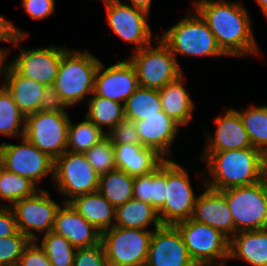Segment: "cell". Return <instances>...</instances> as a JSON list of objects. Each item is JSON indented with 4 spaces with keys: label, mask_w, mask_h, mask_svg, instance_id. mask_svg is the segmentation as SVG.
Returning a JSON list of instances; mask_svg holds the SVG:
<instances>
[{
    "label": "cell",
    "mask_w": 267,
    "mask_h": 266,
    "mask_svg": "<svg viewBox=\"0 0 267 266\" xmlns=\"http://www.w3.org/2000/svg\"><path fill=\"white\" fill-rule=\"evenodd\" d=\"M145 266H197L175 225H161L152 233Z\"/></svg>",
    "instance_id": "9a60e30c"
},
{
    "label": "cell",
    "mask_w": 267,
    "mask_h": 266,
    "mask_svg": "<svg viewBox=\"0 0 267 266\" xmlns=\"http://www.w3.org/2000/svg\"><path fill=\"white\" fill-rule=\"evenodd\" d=\"M39 189L30 179L5 168L0 173V198L13 205L21 199L34 195Z\"/></svg>",
    "instance_id": "836d02e7"
},
{
    "label": "cell",
    "mask_w": 267,
    "mask_h": 266,
    "mask_svg": "<svg viewBox=\"0 0 267 266\" xmlns=\"http://www.w3.org/2000/svg\"><path fill=\"white\" fill-rule=\"evenodd\" d=\"M105 6L109 27L122 40L134 43L135 51L151 44L152 33L147 23V12L124 4L121 0L111 1Z\"/></svg>",
    "instance_id": "5bb4252c"
},
{
    "label": "cell",
    "mask_w": 267,
    "mask_h": 266,
    "mask_svg": "<svg viewBox=\"0 0 267 266\" xmlns=\"http://www.w3.org/2000/svg\"><path fill=\"white\" fill-rule=\"evenodd\" d=\"M3 168H4V166H3L2 160L0 159V173H1Z\"/></svg>",
    "instance_id": "f907efd6"
},
{
    "label": "cell",
    "mask_w": 267,
    "mask_h": 266,
    "mask_svg": "<svg viewBox=\"0 0 267 266\" xmlns=\"http://www.w3.org/2000/svg\"><path fill=\"white\" fill-rule=\"evenodd\" d=\"M73 266H108L102 243L92 247L77 248Z\"/></svg>",
    "instance_id": "f35d334b"
},
{
    "label": "cell",
    "mask_w": 267,
    "mask_h": 266,
    "mask_svg": "<svg viewBox=\"0 0 267 266\" xmlns=\"http://www.w3.org/2000/svg\"><path fill=\"white\" fill-rule=\"evenodd\" d=\"M25 121L26 116L13 101L11 93L2 85L0 87V134L8 137L21 134V138L24 137ZM20 127H22L21 132Z\"/></svg>",
    "instance_id": "d6a6232c"
},
{
    "label": "cell",
    "mask_w": 267,
    "mask_h": 266,
    "mask_svg": "<svg viewBox=\"0 0 267 266\" xmlns=\"http://www.w3.org/2000/svg\"><path fill=\"white\" fill-rule=\"evenodd\" d=\"M134 177L120 169L100 175L98 192L115 208L133 198Z\"/></svg>",
    "instance_id": "83f0119b"
},
{
    "label": "cell",
    "mask_w": 267,
    "mask_h": 266,
    "mask_svg": "<svg viewBox=\"0 0 267 266\" xmlns=\"http://www.w3.org/2000/svg\"><path fill=\"white\" fill-rule=\"evenodd\" d=\"M68 114L37 111L26 116L24 137L56 159L67 151Z\"/></svg>",
    "instance_id": "8fae6325"
},
{
    "label": "cell",
    "mask_w": 267,
    "mask_h": 266,
    "mask_svg": "<svg viewBox=\"0 0 267 266\" xmlns=\"http://www.w3.org/2000/svg\"><path fill=\"white\" fill-rule=\"evenodd\" d=\"M266 172H267V155H266Z\"/></svg>",
    "instance_id": "db71d44e"
},
{
    "label": "cell",
    "mask_w": 267,
    "mask_h": 266,
    "mask_svg": "<svg viewBox=\"0 0 267 266\" xmlns=\"http://www.w3.org/2000/svg\"><path fill=\"white\" fill-rule=\"evenodd\" d=\"M242 259L252 266H267V228L239 231L229 244V259Z\"/></svg>",
    "instance_id": "cb8c5ba5"
},
{
    "label": "cell",
    "mask_w": 267,
    "mask_h": 266,
    "mask_svg": "<svg viewBox=\"0 0 267 266\" xmlns=\"http://www.w3.org/2000/svg\"><path fill=\"white\" fill-rule=\"evenodd\" d=\"M100 175L92 168L84 153L65 151L54 160V177L57 190L70 197L63 203H69L75 197L98 191Z\"/></svg>",
    "instance_id": "9c48e42d"
},
{
    "label": "cell",
    "mask_w": 267,
    "mask_h": 266,
    "mask_svg": "<svg viewBox=\"0 0 267 266\" xmlns=\"http://www.w3.org/2000/svg\"><path fill=\"white\" fill-rule=\"evenodd\" d=\"M56 214L53 231L62 235L74 247H92L101 243V232L86 221L70 203H63Z\"/></svg>",
    "instance_id": "d6986e66"
},
{
    "label": "cell",
    "mask_w": 267,
    "mask_h": 266,
    "mask_svg": "<svg viewBox=\"0 0 267 266\" xmlns=\"http://www.w3.org/2000/svg\"><path fill=\"white\" fill-rule=\"evenodd\" d=\"M152 0H130L131 6L141 9L149 14Z\"/></svg>",
    "instance_id": "7dc6e473"
},
{
    "label": "cell",
    "mask_w": 267,
    "mask_h": 266,
    "mask_svg": "<svg viewBox=\"0 0 267 266\" xmlns=\"http://www.w3.org/2000/svg\"><path fill=\"white\" fill-rule=\"evenodd\" d=\"M256 1H257V4L262 9V12L264 13V15L267 18V0H256Z\"/></svg>",
    "instance_id": "681fc988"
},
{
    "label": "cell",
    "mask_w": 267,
    "mask_h": 266,
    "mask_svg": "<svg viewBox=\"0 0 267 266\" xmlns=\"http://www.w3.org/2000/svg\"><path fill=\"white\" fill-rule=\"evenodd\" d=\"M152 233L117 226L101 232L108 266H145Z\"/></svg>",
    "instance_id": "52a82bcc"
},
{
    "label": "cell",
    "mask_w": 267,
    "mask_h": 266,
    "mask_svg": "<svg viewBox=\"0 0 267 266\" xmlns=\"http://www.w3.org/2000/svg\"><path fill=\"white\" fill-rule=\"evenodd\" d=\"M211 178L203 179L205 186L222 191L250 186L264 179L266 156L254 147L227 151H204Z\"/></svg>",
    "instance_id": "7a4b0ae2"
},
{
    "label": "cell",
    "mask_w": 267,
    "mask_h": 266,
    "mask_svg": "<svg viewBox=\"0 0 267 266\" xmlns=\"http://www.w3.org/2000/svg\"><path fill=\"white\" fill-rule=\"evenodd\" d=\"M18 231L16 219L10 206L0 205V238L14 235Z\"/></svg>",
    "instance_id": "bcb514c9"
},
{
    "label": "cell",
    "mask_w": 267,
    "mask_h": 266,
    "mask_svg": "<svg viewBox=\"0 0 267 266\" xmlns=\"http://www.w3.org/2000/svg\"><path fill=\"white\" fill-rule=\"evenodd\" d=\"M194 6L227 56L241 57L259 53L251 19L241 4L225 0H197Z\"/></svg>",
    "instance_id": "6da1fadb"
},
{
    "label": "cell",
    "mask_w": 267,
    "mask_h": 266,
    "mask_svg": "<svg viewBox=\"0 0 267 266\" xmlns=\"http://www.w3.org/2000/svg\"><path fill=\"white\" fill-rule=\"evenodd\" d=\"M40 243L52 266H73L77 248L62 235L50 231Z\"/></svg>",
    "instance_id": "e575fe53"
},
{
    "label": "cell",
    "mask_w": 267,
    "mask_h": 266,
    "mask_svg": "<svg viewBox=\"0 0 267 266\" xmlns=\"http://www.w3.org/2000/svg\"><path fill=\"white\" fill-rule=\"evenodd\" d=\"M151 224L154 225L155 229L162 225L158 212L148 203L132 198L116 208L114 226L148 230L147 226Z\"/></svg>",
    "instance_id": "4316f807"
},
{
    "label": "cell",
    "mask_w": 267,
    "mask_h": 266,
    "mask_svg": "<svg viewBox=\"0 0 267 266\" xmlns=\"http://www.w3.org/2000/svg\"><path fill=\"white\" fill-rule=\"evenodd\" d=\"M25 12L33 20H41L54 13V0H22Z\"/></svg>",
    "instance_id": "7bdbcfd3"
},
{
    "label": "cell",
    "mask_w": 267,
    "mask_h": 266,
    "mask_svg": "<svg viewBox=\"0 0 267 266\" xmlns=\"http://www.w3.org/2000/svg\"><path fill=\"white\" fill-rule=\"evenodd\" d=\"M84 154L89 164L99 175H103L117 169L114 144L108 136L102 139L99 143L95 144Z\"/></svg>",
    "instance_id": "d590c367"
},
{
    "label": "cell",
    "mask_w": 267,
    "mask_h": 266,
    "mask_svg": "<svg viewBox=\"0 0 267 266\" xmlns=\"http://www.w3.org/2000/svg\"><path fill=\"white\" fill-rule=\"evenodd\" d=\"M18 266H52L48 256L43 249L36 244V241H30L25 247L19 260Z\"/></svg>",
    "instance_id": "60d3db41"
},
{
    "label": "cell",
    "mask_w": 267,
    "mask_h": 266,
    "mask_svg": "<svg viewBox=\"0 0 267 266\" xmlns=\"http://www.w3.org/2000/svg\"><path fill=\"white\" fill-rule=\"evenodd\" d=\"M21 144L0 145V159L4 168L12 173L30 179L37 184L49 173L54 177V159L47 153L40 151L25 137L21 138Z\"/></svg>",
    "instance_id": "4fadbf2b"
},
{
    "label": "cell",
    "mask_w": 267,
    "mask_h": 266,
    "mask_svg": "<svg viewBox=\"0 0 267 266\" xmlns=\"http://www.w3.org/2000/svg\"><path fill=\"white\" fill-rule=\"evenodd\" d=\"M215 135H207L206 149L204 151H227L250 148L252 144L239 113L229 109L225 115L215 118Z\"/></svg>",
    "instance_id": "44dd1931"
},
{
    "label": "cell",
    "mask_w": 267,
    "mask_h": 266,
    "mask_svg": "<svg viewBox=\"0 0 267 266\" xmlns=\"http://www.w3.org/2000/svg\"><path fill=\"white\" fill-rule=\"evenodd\" d=\"M204 189L196 198L191 219L213 227L230 240V234L231 238L235 235V226L225 195L205 185Z\"/></svg>",
    "instance_id": "ac0fdd59"
},
{
    "label": "cell",
    "mask_w": 267,
    "mask_h": 266,
    "mask_svg": "<svg viewBox=\"0 0 267 266\" xmlns=\"http://www.w3.org/2000/svg\"><path fill=\"white\" fill-rule=\"evenodd\" d=\"M111 1H114V0H104V3L105 5L109 4Z\"/></svg>",
    "instance_id": "f5cc1de1"
},
{
    "label": "cell",
    "mask_w": 267,
    "mask_h": 266,
    "mask_svg": "<svg viewBox=\"0 0 267 266\" xmlns=\"http://www.w3.org/2000/svg\"><path fill=\"white\" fill-rule=\"evenodd\" d=\"M103 69L104 65L100 61L95 75L93 93L109 100L125 103L139 87L135 67L128 59Z\"/></svg>",
    "instance_id": "e0dca14e"
},
{
    "label": "cell",
    "mask_w": 267,
    "mask_h": 266,
    "mask_svg": "<svg viewBox=\"0 0 267 266\" xmlns=\"http://www.w3.org/2000/svg\"><path fill=\"white\" fill-rule=\"evenodd\" d=\"M124 104V115L134 120H145L148 116L160 115L162 110L159 91L138 87Z\"/></svg>",
    "instance_id": "f1b7e54d"
},
{
    "label": "cell",
    "mask_w": 267,
    "mask_h": 266,
    "mask_svg": "<svg viewBox=\"0 0 267 266\" xmlns=\"http://www.w3.org/2000/svg\"><path fill=\"white\" fill-rule=\"evenodd\" d=\"M113 144L142 145L136 125L130 118L124 117L108 134Z\"/></svg>",
    "instance_id": "74e56055"
},
{
    "label": "cell",
    "mask_w": 267,
    "mask_h": 266,
    "mask_svg": "<svg viewBox=\"0 0 267 266\" xmlns=\"http://www.w3.org/2000/svg\"><path fill=\"white\" fill-rule=\"evenodd\" d=\"M247 131L252 147L267 155V106H250L244 112L236 110Z\"/></svg>",
    "instance_id": "4dcf8cb0"
},
{
    "label": "cell",
    "mask_w": 267,
    "mask_h": 266,
    "mask_svg": "<svg viewBox=\"0 0 267 266\" xmlns=\"http://www.w3.org/2000/svg\"><path fill=\"white\" fill-rule=\"evenodd\" d=\"M166 159L153 171L152 206L158 211L166 200Z\"/></svg>",
    "instance_id": "ab89813d"
},
{
    "label": "cell",
    "mask_w": 267,
    "mask_h": 266,
    "mask_svg": "<svg viewBox=\"0 0 267 266\" xmlns=\"http://www.w3.org/2000/svg\"><path fill=\"white\" fill-rule=\"evenodd\" d=\"M141 143L168 159L173 140L179 131V124L163 111L160 115L148 116L145 120H134ZM167 157V158H166Z\"/></svg>",
    "instance_id": "ffe728a7"
},
{
    "label": "cell",
    "mask_w": 267,
    "mask_h": 266,
    "mask_svg": "<svg viewBox=\"0 0 267 266\" xmlns=\"http://www.w3.org/2000/svg\"><path fill=\"white\" fill-rule=\"evenodd\" d=\"M221 192L229 206L235 234L239 231L267 228L266 175L256 184L233 187Z\"/></svg>",
    "instance_id": "5b68a950"
},
{
    "label": "cell",
    "mask_w": 267,
    "mask_h": 266,
    "mask_svg": "<svg viewBox=\"0 0 267 266\" xmlns=\"http://www.w3.org/2000/svg\"><path fill=\"white\" fill-rule=\"evenodd\" d=\"M106 136V131H102L86 116L85 120L79 122L77 125H73L70 121L68 127L67 151L85 153Z\"/></svg>",
    "instance_id": "1f68e13d"
},
{
    "label": "cell",
    "mask_w": 267,
    "mask_h": 266,
    "mask_svg": "<svg viewBox=\"0 0 267 266\" xmlns=\"http://www.w3.org/2000/svg\"><path fill=\"white\" fill-rule=\"evenodd\" d=\"M153 172L134 177L133 198L152 205Z\"/></svg>",
    "instance_id": "ee69618b"
},
{
    "label": "cell",
    "mask_w": 267,
    "mask_h": 266,
    "mask_svg": "<svg viewBox=\"0 0 267 266\" xmlns=\"http://www.w3.org/2000/svg\"><path fill=\"white\" fill-rule=\"evenodd\" d=\"M159 39L176 55L227 56L218 46L206 21L196 11L178 21Z\"/></svg>",
    "instance_id": "277c9868"
},
{
    "label": "cell",
    "mask_w": 267,
    "mask_h": 266,
    "mask_svg": "<svg viewBox=\"0 0 267 266\" xmlns=\"http://www.w3.org/2000/svg\"><path fill=\"white\" fill-rule=\"evenodd\" d=\"M166 200L157 211L162 225H175L192 217L196 195L188 172L174 160L166 159Z\"/></svg>",
    "instance_id": "30bf717a"
},
{
    "label": "cell",
    "mask_w": 267,
    "mask_h": 266,
    "mask_svg": "<svg viewBox=\"0 0 267 266\" xmlns=\"http://www.w3.org/2000/svg\"><path fill=\"white\" fill-rule=\"evenodd\" d=\"M197 266H225V264H221V265H197Z\"/></svg>",
    "instance_id": "816d5d0a"
},
{
    "label": "cell",
    "mask_w": 267,
    "mask_h": 266,
    "mask_svg": "<svg viewBox=\"0 0 267 266\" xmlns=\"http://www.w3.org/2000/svg\"><path fill=\"white\" fill-rule=\"evenodd\" d=\"M67 103L61 98L54 86H46L40 102V111L67 114Z\"/></svg>",
    "instance_id": "b9f144b4"
},
{
    "label": "cell",
    "mask_w": 267,
    "mask_h": 266,
    "mask_svg": "<svg viewBox=\"0 0 267 266\" xmlns=\"http://www.w3.org/2000/svg\"><path fill=\"white\" fill-rule=\"evenodd\" d=\"M183 74L159 91L163 112L180 126L191 120L194 104L183 85Z\"/></svg>",
    "instance_id": "484cf974"
},
{
    "label": "cell",
    "mask_w": 267,
    "mask_h": 266,
    "mask_svg": "<svg viewBox=\"0 0 267 266\" xmlns=\"http://www.w3.org/2000/svg\"><path fill=\"white\" fill-rule=\"evenodd\" d=\"M30 239L17 231L14 235L0 238V266H18Z\"/></svg>",
    "instance_id": "8d00e7d4"
},
{
    "label": "cell",
    "mask_w": 267,
    "mask_h": 266,
    "mask_svg": "<svg viewBox=\"0 0 267 266\" xmlns=\"http://www.w3.org/2000/svg\"><path fill=\"white\" fill-rule=\"evenodd\" d=\"M100 60L88 52L66 50L53 86L70 107L94 92L95 75Z\"/></svg>",
    "instance_id": "3957f363"
},
{
    "label": "cell",
    "mask_w": 267,
    "mask_h": 266,
    "mask_svg": "<svg viewBox=\"0 0 267 266\" xmlns=\"http://www.w3.org/2000/svg\"><path fill=\"white\" fill-rule=\"evenodd\" d=\"M70 205L100 232L113 228L116 208L98 191L80 195L71 200Z\"/></svg>",
    "instance_id": "d4e9b609"
},
{
    "label": "cell",
    "mask_w": 267,
    "mask_h": 266,
    "mask_svg": "<svg viewBox=\"0 0 267 266\" xmlns=\"http://www.w3.org/2000/svg\"><path fill=\"white\" fill-rule=\"evenodd\" d=\"M29 34L21 31L12 23L0 16V41H5L14 45H18L21 40L26 38Z\"/></svg>",
    "instance_id": "f6af8a7d"
},
{
    "label": "cell",
    "mask_w": 267,
    "mask_h": 266,
    "mask_svg": "<svg viewBox=\"0 0 267 266\" xmlns=\"http://www.w3.org/2000/svg\"><path fill=\"white\" fill-rule=\"evenodd\" d=\"M92 96V97H91ZM88 99L89 111L86 117L103 131L108 126V134L124 117V104L92 94Z\"/></svg>",
    "instance_id": "f546056e"
},
{
    "label": "cell",
    "mask_w": 267,
    "mask_h": 266,
    "mask_svg": "<svg viewBox=\"0 0 267 266\" xmlns=\"http://www.w3.org/2000/svg\"><path fill=\"white\" fill-rule=\"evenodd\" d=\"M6 55H7L6 50L4 51L3 49L0 48V76H3L4 74V72L2 71H4L5 66H6V64L4 63V59L6 58Z\"/></svg>",
    "instance_id": "c3c4849f"
},
{
    "label": "cell",
    "mask_w": 267,
    "mask_h": 266,
    "mask_svg": "<svg viewBox=\"0 0 267 266\" xmlns=\"http://www.w3.org/2000/svg\"><path fill=\"white\" fill-rule=\"evenodd\" d=\"M3 72V85L11 93L21 112L28 116L40 111V102L46 86L21 75L11 64H6Z\"/></svg>",
    "instance_id": "7402d4cb"
},
{
    "label": "cell",
    "mask_w": 267,
    "mask_h": 266,
    "mask_svg": "<svg viewBox=\"0 0 267 266\" xmlns=\"http://www.w3.org/2000/svg\"><path fill=\"white\" fill-rule=\"evenodd\" d=\"M64 47H44L39 49H22V53L10 63L21 75L45 86H53L58 74Z\"/></svg>",
    "instance_id": "2e32d148"
},
{
    "label": "cell",
    "mask_w": 267,
    "mask_h": 266,
    "mask_svg": "<svg viewBox=\"0 0 267 266\" xmlns=\"http://www.w3.org/2000/svg\"><path fill=\"white\" fill-rule=\"evenodd\" d=\"M49 192L40 189L34 195L10 205L14 212L18 231L31 241L39 240L33 230L44 235L53 231L60 205L53 201Z\"/></svg>",
    "instance_id": "7c38bea8"
},
{
    "label": "cell",
    "mask_w": 267,
    "mask_h": 266,
    "mask_svg": "<svg viewBox=\"0 0 267 266\" xmlns=\"http://www.w3.org/2000/svg\"><path fill=\"white\" fill-rule=\"evenodd\" d=\"M156 46L134 51L129 61L135 67L138 85L160 90L182 75V69L171 50L157 37Z\"/></svg>",
    "instance_id": "8992f818"
},
{
    "label": "cell",
    "mask_w": 267,
    "mask_h": 266,
    "mask_svg": "<svg viewBox=\"0 0 267 266\" xmlns=\"http://www.w3.org/2000/svg\"><path fill=\"white\" fill-rule=\"evenodd\" d=\"M114 154L117 169L133 177L153 172L165 160L143 145L114 144Z\"/></svg>",
    "instance_id": "603a6c76"
},
{
    "label": "cell",
    "mask_w": 267,
    "mask_h": 266,
    "mask_svg": "<svg viewBox=\"0 0 267 266\" xmlns=\"http://www.w3.org/2000/svg\"><path fill=\"white\" fill-rule=\"evenodd\" d=\"M175 226L182 234L188 253L196 265H221L229 259L230 240L220 231L191 218Z\"/></svg>",
    "instance_id": "ba28073f"
}]
</instances>
